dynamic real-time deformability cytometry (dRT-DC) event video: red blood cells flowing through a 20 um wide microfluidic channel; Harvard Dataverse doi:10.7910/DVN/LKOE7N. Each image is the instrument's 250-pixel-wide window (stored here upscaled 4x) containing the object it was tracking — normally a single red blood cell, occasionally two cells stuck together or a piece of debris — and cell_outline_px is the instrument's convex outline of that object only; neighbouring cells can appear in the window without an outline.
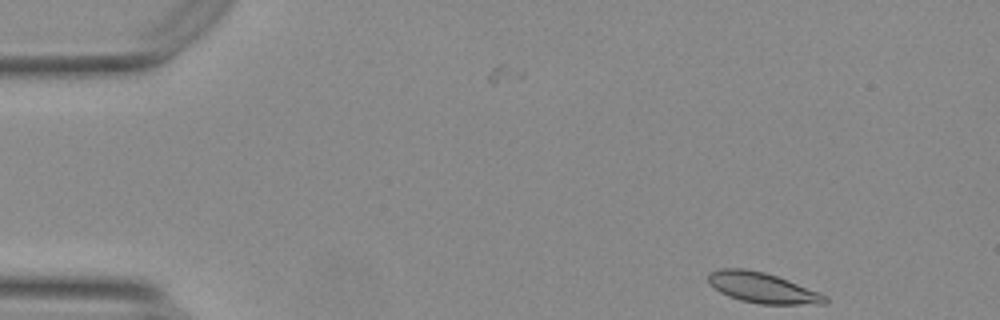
{"species": "Egyptian fruit bat (a non-hibernating species)", "species_latin": "Rousettus aegyptiacus", "temperature_condition": "warm", "stored_images_in_passage": 51, "segment_of_instrument_passage": [1, 2], "camera_frame_rate_fps": 3000, "um_per_image_px": 0.085, "animal": {"sex": "female"}, "frame": {"image": 1, "passage_image": 1, "time_ms": 0.0, "image_size_px": [1000, 320], "cell_outline_px": [[828, 304], [760, 304], [740, 300], [728, 296], [720, 292], [708, 280], [708, 276], [712, 272], [720, 268], [744, 268], [764, 272], [788, 280], [828, 296]], "centroid_in_image_um": [64.84, 24.47], "position_along_channel_um": 20.2, "area_um2": 20.52}}
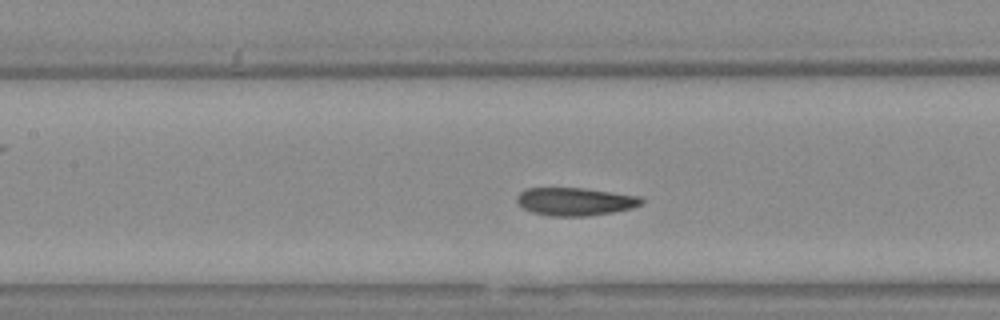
{"frame": {"image": 2, "passage_image": 20, "time_ms": 6.333, "image_size_px": [1000, 320], "cell_outline_px": [[644, 204], [632, 208], [612, 212], [588, 216], [548, 216], [532, 212], [524, 208], [516, 200], [516, 196], [520, 192], [528, 188], [584, 188], [640, 196], [644, 200]], "centroid_in_image_um": [48.91, 17.13], "position_along_channel_um": 158.5, "area_um2": 20.35}}
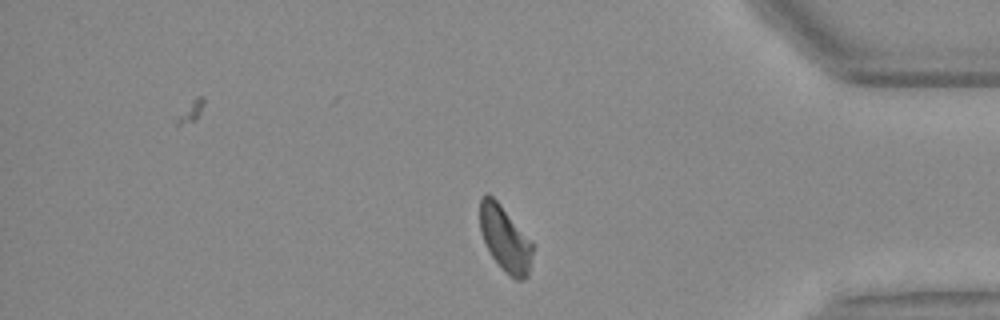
{"frame": {"image": 3, "passage_image": 41, "time_ms": 13.333, "image_size_px": [1000, 320], "cell_outline_px": [[532, 252], [528, 276], [524, 280], [516, 280], [504, 272], [492, 256], [480, 232], [480, 200], [488, 192], [500, 204], [532, 244]], "centroid_in_image_um": [42.9, 20.33], "position_along_channel_um": 392.3, "area_um2": 19.54}}